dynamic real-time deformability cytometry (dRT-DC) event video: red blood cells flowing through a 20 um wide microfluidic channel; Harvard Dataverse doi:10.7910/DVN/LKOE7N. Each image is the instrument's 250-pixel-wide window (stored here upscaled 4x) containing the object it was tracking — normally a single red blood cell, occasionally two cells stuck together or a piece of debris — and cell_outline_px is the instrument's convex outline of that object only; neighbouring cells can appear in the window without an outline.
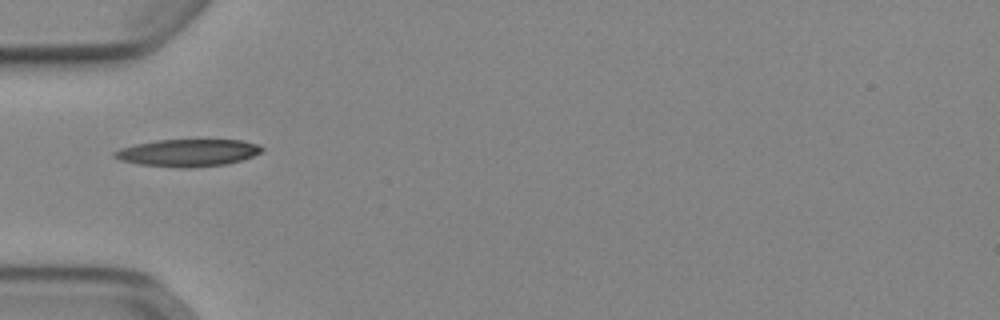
{"species": "Egyptian fruit bat (a non-hibernating species)", "species_latin": "Rousettus aegyptiacus", "temperature_condition": "cold", "stored_images_in_passage": 36, "camera_frame_rate_fps": 3000, "um_per_image_px": 0.085, "animal": {"sex": "female"}, "frame": {"image": 1, "passage_image": 1, "time_ms": 0.0, "image_size_px": [1000, 320], "cell_outline_px": [[264, 148], [260, 152], [252, 156], [240, 160], [224, 164], [192, 168], [176, 168], [140, 164], [120, 160], [112, 156], [112, 152], [120, 148], [136, 144], [156, 140], [240, 140], [260, 144]], "centroid_in_image_um": [15.94, 12.99], "position_along_channel_um": 69.1, "area_um2": 23.41}}
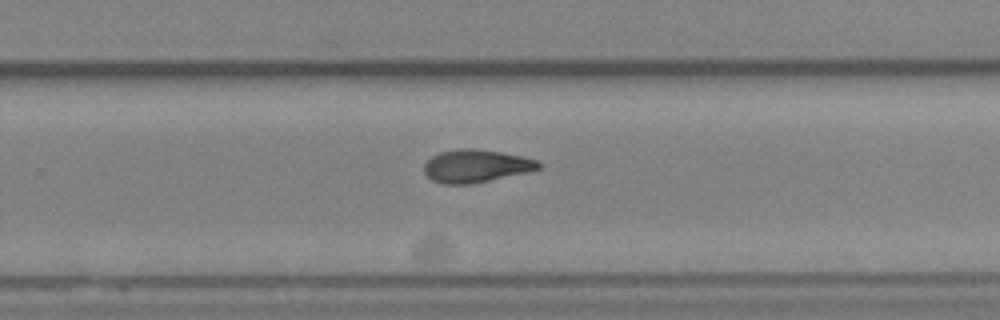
{"frame": {"image": 2, "passage_image": 18, "time_ms": 5.667, "image_size_px": [1000, 320], "cell_outline_px": [[540, 168], [528, 172], [472, 184], [444, 184], [432, 180], [424, 172], [424, 164], [432, 156], [440, 152], [456, 148], [472, 148], [500, 152], [524, 156], [536, 160], [540, 164]], "centroid_in_image_um": [40.45, 14.1], "position_along_channel_um": 289.4, "area_um2": 21.91}}
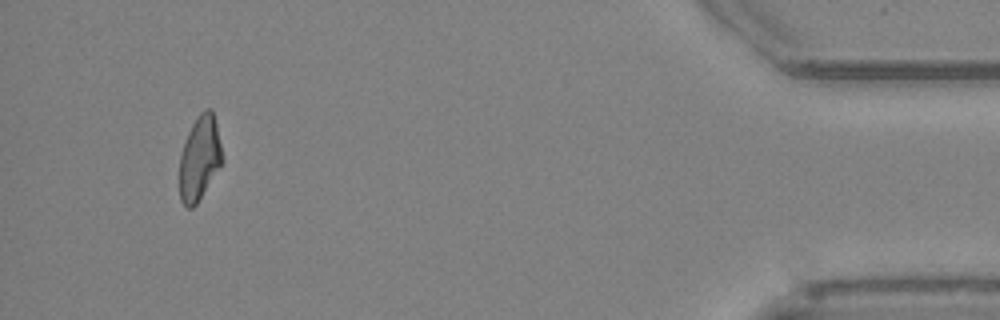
{"frame": {"image": 3, "passage_image": 33, "time_ms": 10.667, "image_size_px": [1000, 320], "cell_outline_px": [[224, 160], [196, 204], [192, 208], [188, 208], [180, 200], [180, 156], [188, 132], [192, 124], [200, 112], [204, 108], [212, 108], [224, 156]], "centroid_in_image_um": [16.98, 13.41], "position_along_channel_um": 418.2, "area_um2": 20.87}, "authors_computed_cell_mechanics": {"area_um2": 22.0218, "velocity_mm_per_s": 3.9084, "shape_relaxation_time_tau1_ms": 6.2386, "shape_relaxation_time_tau2_ms": 6.0796, "deformation_change_tau1": 0.1726, "deformation_change_tau2": 0.1284}}